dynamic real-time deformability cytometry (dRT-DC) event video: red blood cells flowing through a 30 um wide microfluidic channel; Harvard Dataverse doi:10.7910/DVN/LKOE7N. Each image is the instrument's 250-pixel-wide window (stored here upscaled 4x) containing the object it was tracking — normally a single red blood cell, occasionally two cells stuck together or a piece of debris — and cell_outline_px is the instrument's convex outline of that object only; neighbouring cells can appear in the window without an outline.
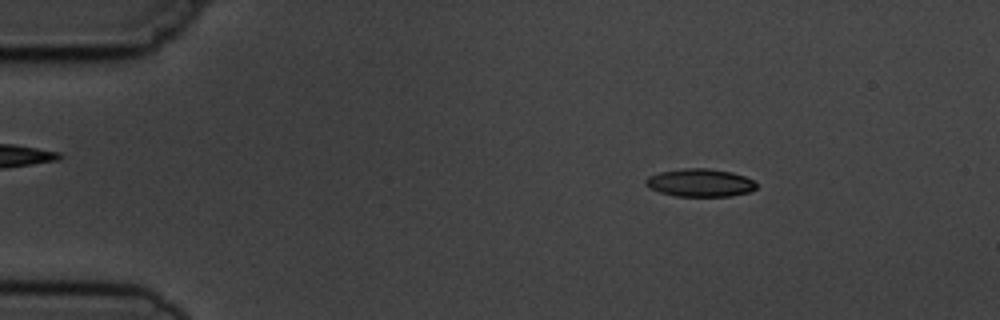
{"species": "common noctule bat (a hibernating species)", "species_latin": "Nyctalus noctula", "temperature_condition": "cold", "stored_images_in_passage": 4, "camera_frame_rate_fps": 3000, "um_per_image_px": 0.085, "animal": {"sex": "male", "body_mass_g": 19.5, "forearm_length_mm": 54.6}, "frame": {"image": 1, "passage_image": 1, "time_ms": 0.0, "image_size_px": [1000, 320], "cell_outline_px": [[756, 188], [752, 192], [732, 196], [676, 196], [660, 192], [648, 188], [644, 184], [644, 180], [648, 176], [660, 172], [684, 168], [708, 168], [732, 172], [744, 176], [752, 180], [756, 184]], "centroid_in_image_um": [59.49, 15.54], "position_along_channel_um": 25.5, "area_um2": 18.15}}
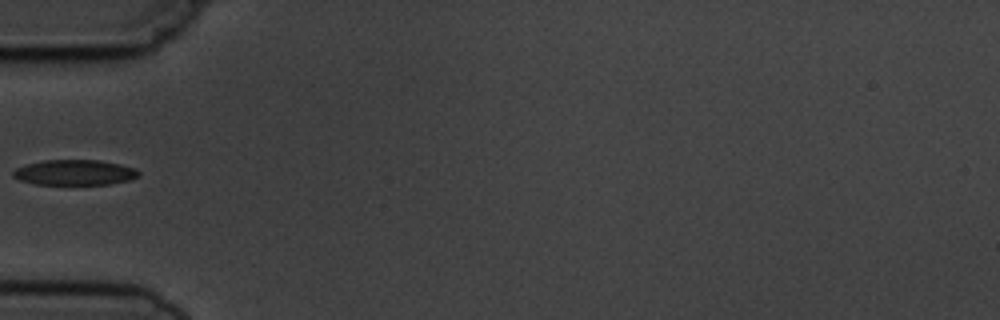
{"frame": {"image": 2, "passage_image": 4, "time_ms": 3.333, "image_size_px": [1000, 320], "cell_outline_px": [[140, 176], [128, 180], [108, 184], [36, 184], [20, 180], [12, 176], [12, 172], [16, 168], [28, 164], [44, 160], [100, 160], [120, 164], [136, 168], [140, 172]], "centroid_in_image_um": [6.37, 14.65], "position_along_channel_um": 78.6, "area_um2": 18.5}}